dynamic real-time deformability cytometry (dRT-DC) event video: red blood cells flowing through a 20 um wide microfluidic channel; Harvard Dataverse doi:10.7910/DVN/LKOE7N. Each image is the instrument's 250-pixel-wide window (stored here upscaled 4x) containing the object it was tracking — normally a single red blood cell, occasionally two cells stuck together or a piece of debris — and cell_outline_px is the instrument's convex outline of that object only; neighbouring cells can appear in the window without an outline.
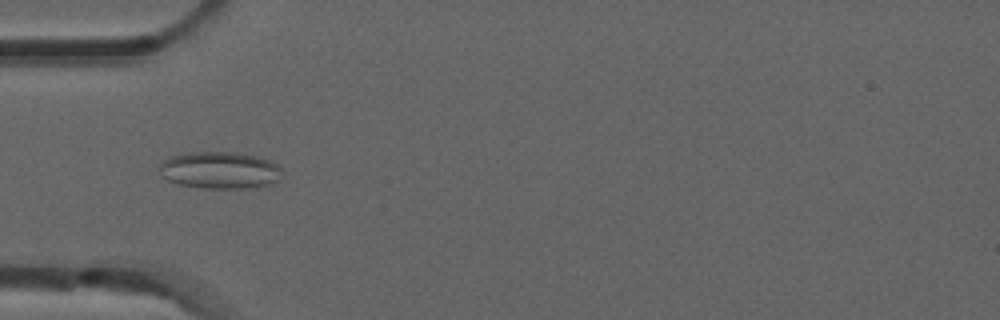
{"species": "common noctule bat (a hibernating species)", "species_latin": "Nyctalus noctula", "temperature_condition": "room temperature", "stored_images_in_passage": 7, "camera_frame_rate_fps": 3000, "um_per_image_px": 0.085, "animal": {"sex": "male", "forearm_length_mm": 52.5}, "frame": {"image": 1, "passage_image": 3, "time_ms": 0.667, "image_size_px": [1000, 320], "cell_outline_px": [[284, 172], [280, 180], [268, 184], [248, 188], [204, 188], [180, 184], [168, 180], [160, 176], [160, 164], [164, 160], [172, 156], [196, 152], [236, 152], [256, 156], [268, 160], [276, 164]], "centroid_in_image_um": [18.71, 14.47], "position_along_channel_um": 66.3, "area_um2": 26.36}}
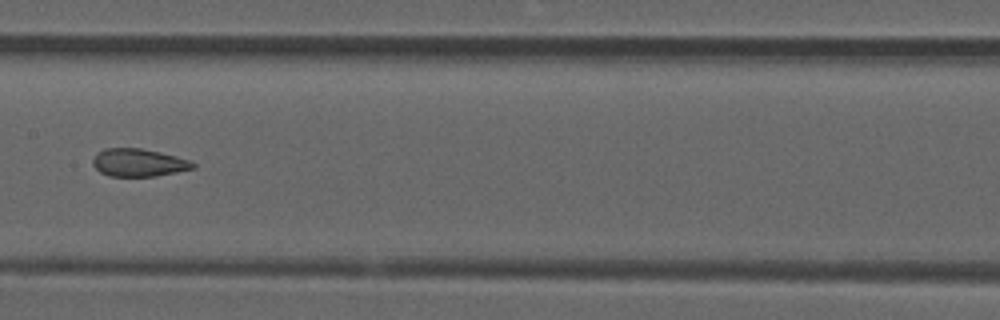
{"frame": {"image": 2, "passage_image": 6, "time_ms": 1.667, "image_size_px": [1000, 320], "cell_outline_px": [[196, 168], [156, 176], [108, 176], [100, 172], [92, 164], [92, 160], [96, 152], [104, 148], [140, 148], [160, 152], [192, 160], [196, 164]], "centroid_in_image_um": [11.79, 13.82], "position_along_channel_um": 195.6, "area_um2": 16.42}}
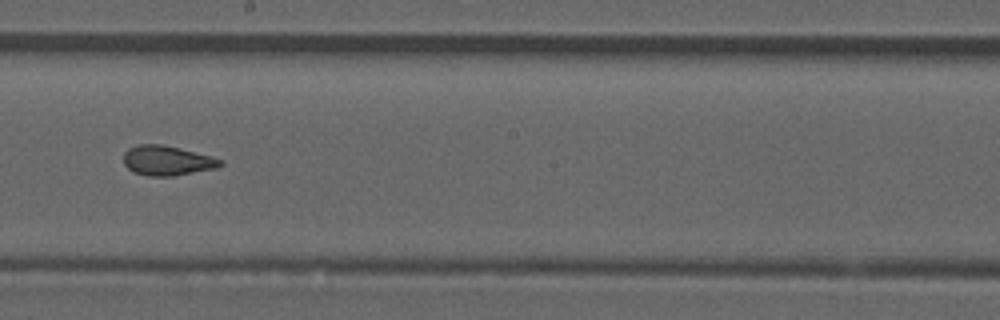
{"frame": {"image": 3, "passage_image": 7, "time_ms": 2.0, "image_size_px": [1000, 320], "cell_outline_px": [[224, 164], [216, 168], [172, 176], [148, 176], [136, 172], [128, 168], [124, 164], [124, 152], [128, 148], [136, 144], [160, 144], [180, 148], [224, 160]], "centroid_in_image_um": [14.2, 13.64], "position_along_channel_um": 234.0, "area_um2": 16.7}}